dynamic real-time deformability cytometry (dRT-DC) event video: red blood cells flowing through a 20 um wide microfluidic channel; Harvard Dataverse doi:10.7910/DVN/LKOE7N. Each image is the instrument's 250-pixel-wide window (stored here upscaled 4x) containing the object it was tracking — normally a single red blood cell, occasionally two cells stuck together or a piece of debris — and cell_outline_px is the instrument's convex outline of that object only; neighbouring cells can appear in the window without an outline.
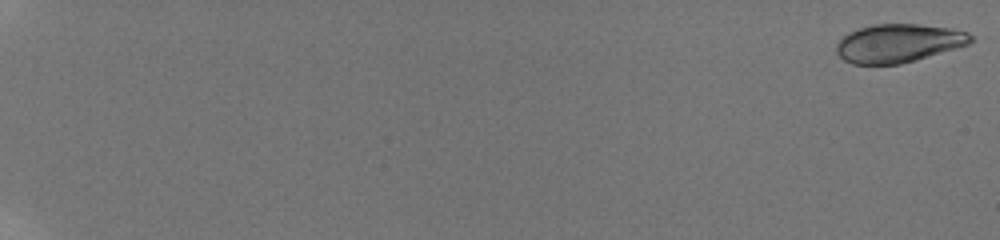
{"species": "human", "species_latin": "Homo sapiens", "temperature_condition": "room temperature", "stored_images_in_passage": 68, "camera_frame_rate_fps": 3000, "um_per_image_px": 0.085, "donor": {"sex": "male"}, "frame": {"image": 1, "passage_image": 1, "time_ms": 0.0, "image_size_px": [1000, 240], "cell_outline_px": [[972, 40], [968, 44], [956, 48], [916, 60], [900, 64], [852, 64], [844, 60], [836, 52], [836, 44], [848, 32], [872, 24], [920, 24], [948, 28], [968, 32], [972, 36]], "centroid_in_image_um": [76.35, 3.67], "position_along_channel_um": 8.7, "area_um2": 29.94}}
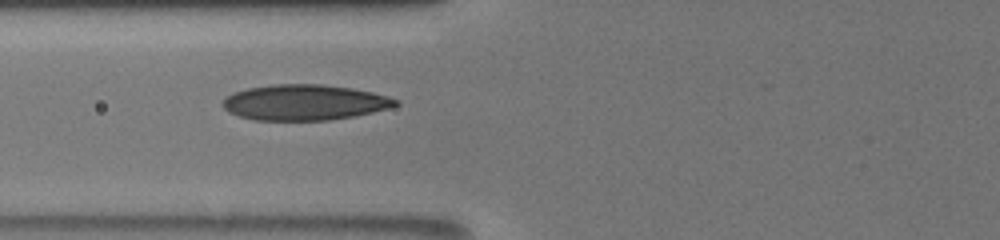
{"frame": {"image": 2, "passage_image": 52, "time_ms": 9.0, "image_size_px": [1000, 240], "cell_outline_px": [[400, 104], [388, 108], [356, 116], [328, 120], [252, 120], [228, 112], [220, 104], [232, 92], [248, 88], [276, 84], [320, 84], [352, 88], [372, 92], [388, 96], [400, 100]], "centroid_in_image_um": [25.89, 8.7], "position_along_channel_um": 99.9, "area_um2": 35.95}}
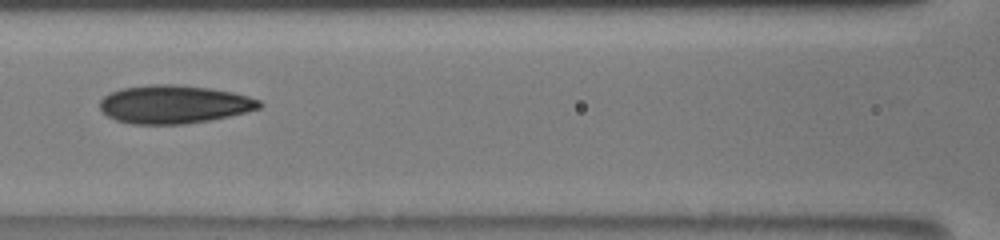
{"frame": {"image": 3, "passage_image": 60, "time_ms": 10.333, "image_size_px": [1000, 240], "cell_outline_px": [[264, 104], [260, 108], [248, 112], [208, 120], [184, 124], [132, 124], [116, 120], [108, 116], [100, 108], [100, 100], [108, 92], [120, 88], [152, 84], [172, 84], [208, 88], [232, 92], [248, 96], [260, 100]], "centroid_in_image_um": [14.78, 8.86], "position_along_channel_um": 151.8, "area_um2": 35.6}}